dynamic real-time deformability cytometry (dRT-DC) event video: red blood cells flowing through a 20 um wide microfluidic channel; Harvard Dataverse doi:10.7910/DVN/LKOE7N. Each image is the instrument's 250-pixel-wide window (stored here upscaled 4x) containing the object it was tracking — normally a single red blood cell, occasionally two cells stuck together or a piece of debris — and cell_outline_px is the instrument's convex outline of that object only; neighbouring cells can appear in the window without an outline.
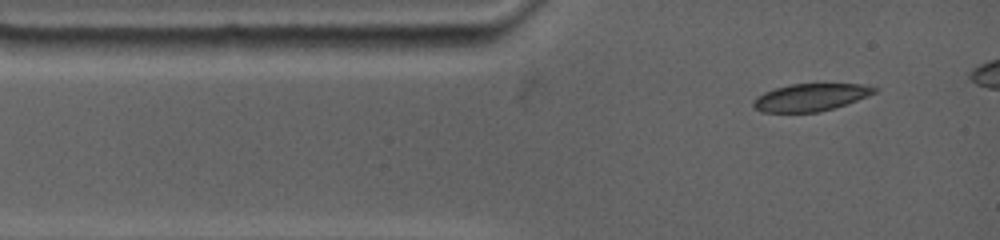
{"species": "common noctule bat (a hibernating species)", "species_latin": "Nyctalus noctula", "temperature_condition": "warm", "stored_images_in_passage": 56, "camera_frame_rate_fps": 4500, "um_per_image_px": 0.085, "animal": {"sex": "female", "body_mass_g": 19.0, "forearm_length_mm": 53.3}, "frame": {"image": 1, "passage_image": 1, "time_ms": 0.0, "image_size_px": [1000, 240], "cell_outline_px": [[876, 92], [856, 100], [832, 108], [816, 112], [764, 112], [756, 108], [752, 104], [764, 92], [776, 88], [792, 84], [860, 84], [876, 88]], "centroid_in_image_um": [68.89, 8.27], "position_along_channel_um": 16.1, "area_um2": 18.67}}
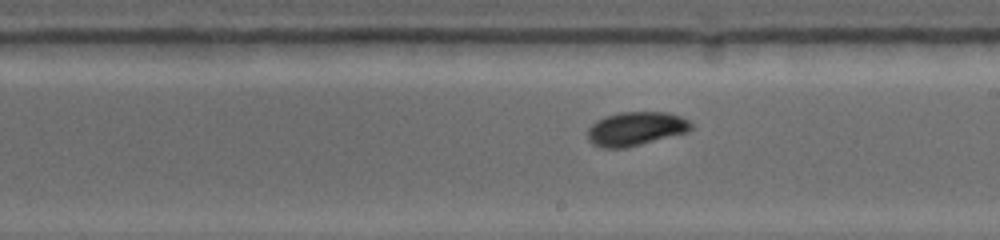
{"frame": {"image": 2, "passage_image": 31, "time_ms": 6.667, "image_size_px": [1000, 240], "cell_outline_px": [[692, 128], [688, 132], [624, 148], [600, 148], [592, 144], [588, 140], [588, 128], [592, 124], [608, 116], [620, 112], [668, 112], [680, 116], [688, 120], [692, 124]], "centroid_in_image_um": [54.05, 10.95], "position_along_channel_um": 235.0, "area_um2": 20.23}}
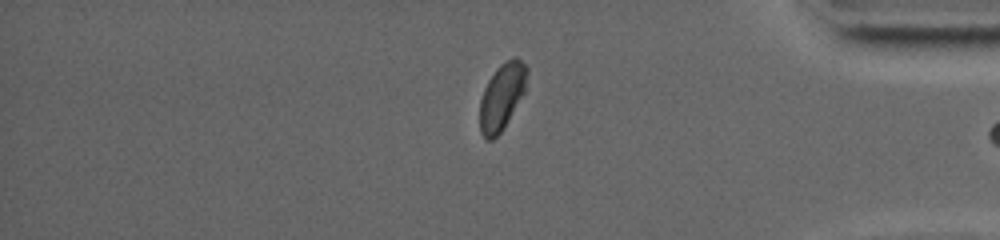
{"frame": {"image": 3, "passage_image": 54, "time_ms": 11.778, "image_size_px": [1000, 240], "cell_outline_px": [[528, 72], [524, 92], [504, 128], [492, 140], [488, 140], [480, 132], [480, 100], [484, 88], [488, 80], [496, 68], [500, 64], [516, 56], [528, 68]], "centroid_in_image_um": [42.66, 8.19], "position_along_channel_um": 392.5, "area_um2": 18.15}, "authors_computed_cell_mechanics": {"area_um2": 19.8254, "velocity_mm_per_s": 3.6143, "shape_relaxation_time_tau1_ms": 3.1905, "shape_relaxation_time_tau2_ms": null, "deformation_change_tau1": 0.1169, "deformation_change_tau2": null}}